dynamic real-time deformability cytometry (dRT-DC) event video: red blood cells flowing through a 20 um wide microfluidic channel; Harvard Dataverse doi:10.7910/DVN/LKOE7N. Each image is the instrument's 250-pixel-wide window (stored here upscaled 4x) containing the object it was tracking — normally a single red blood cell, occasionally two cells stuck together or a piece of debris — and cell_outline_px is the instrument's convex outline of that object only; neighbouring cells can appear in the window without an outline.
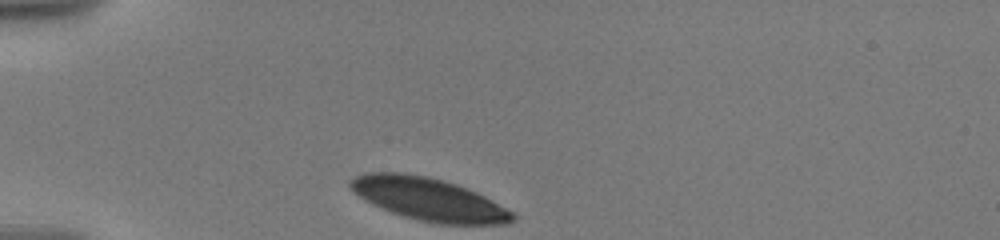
{"species": "human", "species_latin": "Homo sapiens", "temperature_condition": "warm", "stored_images_in_passage": 29, "camera_frame_rate_fps": 3000, "um_per_image_px": 0.085, "donor": {"sex": "male"}, "frame": {"image": 1, "passage_image": 1, "time_ms": 0.0, "image_size_px": [1000, 240], "cell_outline_px": [[516, 220], [508, 224], [440, 224], [416, 220], [392, 212], [372, 204], [360, 196], [348, 184], [348, 180], [356, 176], [368, 172], [400, 172], [428, 176], [444, 180], [456, 184], [476, 192], [484, 196], [512, 212], [516, 216]], "centroid_in_image_um": [36.45, 16.93], "position_along_channel_um": 48.6, "area_um2": 40.17}}
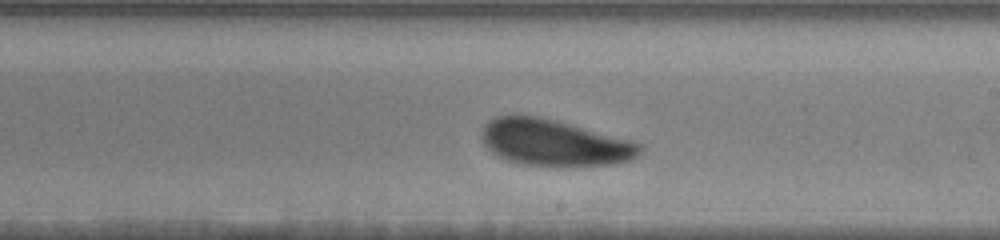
{"frame": {"image": 2, "passage_image": 17, "time_ms": 6.333, "image_size_px": [1000, 240], "cell_outline_px": [[644, 148], [632, 160], [616, 164], [524, 164], [508, 160], [496, 156], [484, 144], [480, 136], [484, 124], [488, 120], [496, 116], [508, 112], [512, 112], [540, 116], [556, 120], [632, 140], [640, 144]], "centroid_in_image_um": [47.04, 12.06], "position_along_channel_um": 242.0, "area_um2": 42.83}}
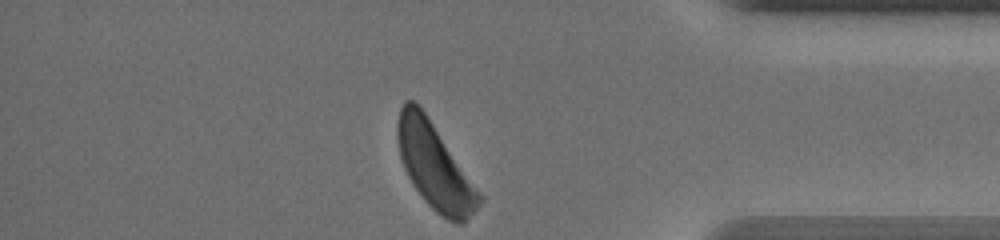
{"frame": {"image": 3, "passage_image": 29, "time_ms": 11.333, "image_size_px": [1000, 240], "cell_outline_px": [[484, 196], [480, 204], [460, 224], [456, 224], [448, 220], [436, 212], [420, 196], [412, 184], [404, 168], [400, 156], [396, 136], [396, 124], [400, 108], [404, 100], [412, 100], [424, 112]], "centroid_in_image_um": [36.93, 14.14], "position_along_channel_um": 398.3, "area_um2": 40.29}, "authors_computed_cell_mechanics": {"area_um2": 42.4252, "velocity_mm_per_s": 3.5122, "shape_relaxation_time_tau1_ms": 2.5044, "shape_relaxation_time_tau2_ms": null, "deformation_change_tau1": 0.1088, "deformation_change_tau2": null}}